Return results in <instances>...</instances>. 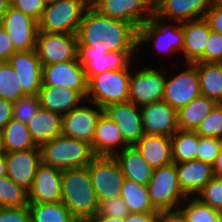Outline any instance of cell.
<instances>
[{
    "label": "cell",
    "instance_id": "obj_1",
    "mask_svg": "<svg viewBox=\"0 0 222 222\" xmlns=\"http://www.w3.org/2000/svg\"><path fill=\"white\" fill-rule=\"evenodd\" d=\"M78 46L99 51H137L138 31L125 21L107 17L91 5L85 11L77 32Z\"/></svg>",
    "mask_w": 222,
    "mask_h": 222
},
{
    "label": "cell",
    "instance_id": "obj_2",
    "mask_svg": "<svg viewBox=\"0 0 222 222\" xmlns=\"http://www.w3.org/2000/svg\"><path fill=\"white\" fill-rule=\"evenodd\" d=\"M61 202L78 222L97 214L99 201L87 166L62 170Z\"/></svg>",
    "mask_w": 222,
    "mask_h": 222
},
{
    "label": "cell",
    "instance_id": "obj_3",
    "mask_svg": "<svg viewBox=\"0 0 222 222\" xmlns=\"http://www.w3.org/2000/svg\"><path fill=\"white\" fill-rule=\"evenodd\" d=\"M39 148L41 162L59 170L85 167L96 157L90 143L64 135Z\"/></svg>",
    "mask_w": 222,
    "mask_h": 222
},
{
    "label": "cell",
    "instance_id": "obj_4",
    "mask_svg": "<svg viewBox=\"0 0 222 222\" xmlns=\"http://www.w3.org/2000/svg\"><path fill=\"white\" fill-rule=\"evenodd\" d=\"M108 70L92 76L88 80L86 101L93 102L102 109L113 103L129 101L130 75L133 69Z\"/></svg>",
    "mask_w": 222,
    "mask_h": 222
},
{
    "label": "cell",
    "instance_id": "obj_5",
    "mask_svg": "<svg viewBox=\"0 0 222 222\" xmlns=\"http://www.w3.org/2000/svg\"><path fill=\"white\" fill-rule=\"evenodd\" d=\"M90 0H58L45 5L38 31L77 34Z\"/></svg>",
    "mask_w": 222,
    "mask_h": 222
},
{
    "label": "cell",
    "instance_id": "obj_6",
    "mask_svg": "<svg viewBox=\"0 0 222 222\" xmlns=\"http://www.w3.org/2000/svg\"><path fill=\"white\" fill-rule=\"evenodd\" d=\"M152 41L155 50L166 56L176 52L182 53L183 22L167 23L153 15L138 29V50H142L143 44Z\"/></svg>",
    "mask_w": 222,
    "mask_h": 222
},
{
    "label": "cell",
    "instance_id": "obj_7",
    "mask_svg": "<svg viewBox=\"0 0 222 222\" xmlns=\"http://www.w3.org/2000/svg\"><path fill=\"white\" fill-rule=\"evenodd\" d=\"M147 188L157 211L179 209L187 197L179 186L175 163L153 169Z\"/></svg>",
    "mask_w": 222,
    "mask_h": 222
},
{
    "label": "cell",
    "instance_id": "obj_8",
    "mask_svg": "<svg viewBox=\"0 0 222 222\" xmlns=\"http://www.w3.org/2000/svg\"><path fill=\"white\" fill-rule=\"evenodd\" d=\"M87 167L99 202L121 196L125 178L114 156H96Z\"/></svg>",
    "mask_w": 222,
    "mask_h": 222
},
{
    "label": "cell",
    "instance_id": "obj_9",
    "mask_svg": "<svg viewBox=\"0 0 222 222\" xmlns=\"http://www.w3.org/2000/svg\"><path fill=\"white\" fill-rule=\"evenodd\" d=\"M134 70L130 75L129 102L141 107L163 100L166 72L150 66Z\"/></svg>",
    "mask_w": 222,
    "mask_h": 222
},
{
    "label": "cell",
    "instance_id": "obj_10",
    "mask_svg": "<svg viewBox=\"0 0 222 222\" xmlns=\"http://www.w3.org/2000/svg\"><path fill=\"white\" fill-rule=\"evenodd\" d=\"M90 5L107 17L130 23L137 31L154 15V0H91Z\"/></svg>",
    "mask_w": 222,
    "mask_h": 222
},
{
    "label": "cell",
    "instance_id": "obj_11",
    "mask_svg": "<svg viewBox=\"0 0 222 222\" xmlns=\"http://www.w3.org/2000/svg\"><path fill=\"white\" fill-rule=\"evenodd\" d=\"M137 51H99L92 50V46H78L77 56L86 73L87 80L96 74L108 70L129 69L138 57ZM137 57V58H136Z\"/></svg>",
    "mask_w": 222,
    "mask_h": 222
},
{
    "label": "cell",
    "instance_id": "obj_12",
    "mask_svg": "<svg viewBox=\"0 0 222 222\" xmlns=\"http://www.w3.org/2000/svg\"><path fill=\"white\" fill-rule=\"evenodd\" d=\"M35 50L42 65L57 64L77 57V34L38 31Z\"/></svg>",
    "mask_w": 222,
    "mask_h": 222
},
{
    "label": "cell",
    "instance_id": "obj_13",
    "mask_svg": "<svg viewBox=\"0 0 222 222\" xmlns=\"http://www.w3.org/2000/svg\"><path fill=\"white\" fill-rule=\"evenodd\" d=\"M185 64L184 71L169 76L165 81L163 100L177 111L201 95L196 62Z\"/></svg>",
    "mask_w": 222,
    "mask_h": 222
},
{
    "label": "cell",
    "instance_id": "obj_14",
    "mask_svg": "<svg viewBox=\"0 0 222 222\" xmlns=\"http://www.w3.org/2000/svg\"><path fill=\"white\" fill-rule=\"evenodd\" d=\"M42 85L68 87L85 99L88 92V80L78 56L66 62L42 65Z\"/></svg>",
    "mask_w": 222,
    "mask_h": 222
},
{
    "label": "cell",
    "instance_id": "obj_15",
    "mask_svg": "<svg viewBox=\"0 0 222 222\" xmlns=\"http://www.w3.org/2000/svg\"><path fill=\"white\" fill-rule=\"evenodd\" d=\"M84 102L90 106H86ZM102 113L103 109L97 104L83 101L78 107L63 115L62 135L91 144L97 120Z\"/></svg>",
    "mask_w": 222,
    "mask_h": 222
},
{
    "label": "cell",
    "instance_id": "obj_16",
    "mask_svg": "<svg viewBox=\"0 0 222 222\" xmlns=\"http://www.w3.org/2000/svg\"><path fill=\"white\" fill-rule=\"evenodd\" d=\"M0 24L8 32L15 51H28L36 47L38 22L21 11L9 7Z\"/></svg>",
    "mask_w": 222,
    "mask_h": 222
},
{
    "label": "cell",
    "instance_id": "obj_17",
    "mask_svg": "<svg viewBox=\"0 0 222 222\" xmlns=\"http://www.w3.org/2000/svg\"><path fill=\"white\" fill-rule=\"evenodd\" d=\"M144 134L171 137L179 130L177 110L164 100L141 106Z\"/></svg>",
    "mask_w": 222,
    "mask_h": 222
},
{
    "label": "cell",
    "instance_id": "obj_18",
    "mask_svg": "<svg viewBox=\"0 0 222 222\" xmlns=\"http://www.w3.org/2000/svg\"><path fill=\"white\" fill-rule=\"evenodd\" d=\"M103 112L118 126L124 141L129 145H135L144 136L140 106L132 102L113 103Z\"/></svg>",
    "mask_w": 222,
    "mask_h": 222
},
{
    "label": "cell",
    "instance_id": "obj_19",
    "mask_svg": "<svg viewBox=\"0 0 222 222\" xmlns=\"http://www.w3.org/2000/svg\"><path fill=\"white\" fill-rule=\"evenodd\" d=\"M214 0H154V15L164 21L184 22L205 18Z\"/></svg>",
    "mask_w": 222,
    "mask_h": 222
},
{
    "label": "cell",
    "instance_id": "obj_20",
    "mask_svg": "<svg viewBox=\"0 0 222 222\" xmlns=\"http://www.w3.org/2000/svg\"><path fill=\"white\" fill-rule=\"evenodd\" d=\"M62 196V170L40 163L31 189L29 204L57 203Z\"/></svg>",
    "mask_w": 222,
    "mask_h": 222
},
{
    "label": "cell",
    "instance_id": "obj_21",
    "mask_svg": "<svg viewBox=\"0 0 222 222\" xmlns=\"http://www.w3.org/2000/svg\"><path fill=\"white\" fill-rule=\"evenodd\" d=\"M7 176L17 185L29 191L41 163V152L37 146L28 150L5 153Z\"/></svg>",
    "mask_w": 222,
    "mask_h": 222
},
{
    "label": "cell",
    "instance_id": "obj_22",
    "mask_svg": "<svg viewBox=\"0 0 222 222\" xmlns=\"http://www.w3.org/2000/svg\"><path fill=\"white\" fill-rule=\"evenodd\" d=\"M8 63L16 72L23 92L26 95H38L42 86V64L36 50L15 51Z\"/></svg>",
    "mask_w": 222,
    "mask_h": 222
},
{
    "label": "cell",
    "instance_id": "obj_23",
    "mask_svg": "<svg viewBox=\"0 0 222 222\" xmlns=\"http://www.w3.org/2000/svg\"><path fill=\"white\" fill-rule=\"evenodd\" d=\"M178 183L187 197H196L214 177L211 164L199 160L175 163Z\"/></svg>",
    "mask_w": 222,
    "mask_h": 222
},
{
    "label": "cell",
    "instance_id": "obj_24",
    "mask_svg": "<svg viewBox=\"0 0 222 222\" xmlns=\"http://www.w3.org/2000/svg\"><path fill=\"white\" fill-rule=\"evenodd\" d=\"M205 18L183 22V59L186 63L204 62L205 46L210 34Z\"/></svg>",
    "mask_w": 222,
    "mask_h": 222
},
{
    "label": "cell",
    "instance_id": "obj_25",
    "mask_svg": "<svg viewBox=\"0 0 222 222\" xmlns=\"http://www.w3.org/2000/svg\"><path fill=\"white\" fill-rule=\"evenodd\" d=\"M127 146L129 145L124 141L118 126L103 112L97 120L91 143L94 154L114 156Z\"/></svg>",
    "mask_w": 222,
    "mask_h": 222
},
{
    "label": "cell",
    "instance_id": "obj_26",
    "mask_svg": "<svg viewBox=\"0 0 222 222\" xmlns=\"http://www.w3.org/2000/svg\"><path fill=\"white\" fill-rule=\"evenodd\" d=\"M37 96L42 109L61 115L67 114L86 100L79 92L71 88H57L49 85H42Z\"/></svg>",
    "mask_w": 222,
    "mask_h": 222
},
{
    "label": "cell",
    "instance_id": "obj_27",
    "mask_svg": "<svg viewBox=\"0 0 222 222\" xmlns=\"http://www.w3.org/2000/svg\"><path fill=\"white\" fill-rule=\"evenodd\" d=\"M62 122L63 115L40 107L26 125L35 145L40 147L51 139L62 135Z\"/></svg>",
    "mask_w": 222,
    "mask_h": 222
},
{
    "label": "cell",
    "instance_id": "obj_28",
    "mask_svg": "<svg viewBox=\"0 0 222 222\" xmlns=\"http://www.w3.org/2000/svg\"><path fill=\"white\" fill-rule=\"evenodd\" d=\"M134 146L152 169L173 163L171 137L144 134Z\"/></svg>",
    "mask_w": 222,
    "mask_h": 222
},
{
    "label": "cell",
    "instance_id": "obj_29",
    "mask_svg": "<svg viewBox=\"0 0 222 222\" xmlns=\"http://www.w3.org/2000/svg\"><path fill=\"white\" fill-rule=\"evenodd\" d=\"M114 158L118 161L125 179L147 186L153 169L134 145L123 148Z\"/></svg>",
    "mask_w": 222,
    "mask_h": 222
},
{
    "label": "cell",
    "instance_id": "obj_30",
    "mask_svg": "<svg viewBox=\"0 0 222 222\" xmlns=\"http://www.w3.org/2000/svg\"><path fill=\"white\" fill-rule=\"evenodd\" d=\"M200 93L222 103V63L196 62Z\"/></svg>",
    "mask_w": 222,
    "mask_h": 222
},
{
    "label": "cell",
    "instance_id": "obj_31",
    "mask_svg": "<svg viewBox=\"0 0 222 222\" xmlns=\"http://www.w3.org/2000/svg\"><path fill=\"white\" fill-rule=\"evenodd\" d=\"M216 104L214 100L203 95L193 99L187 106L177 111L179 129L195 131L199 123L211 112Z\"/></svg>",
    "mask_w": 222,
    "mask_h": 222
},
{
    "label": "cell",
    "instance_id": "obj_32",
    "mask_svg": "<svg viewBox=\"0 0 222 222\" xmlns=\"http://www.w3.org/2000/svg\"><path fill=\"white\" fill-rule=\"evenodd\" d=\"M120 197L130 213H158L151 203L145 185L125 179Z\"/></svg>",
    "mask_w": 222,
    "mask_h": 222
},
{
    "label": "cell",
    "instance_id": "obj_33",
    "mask_svg": "<svg viewBox=\"0 0 222 222\" xmlns=\"http://www.w3.org/2000/svg\"><path fill=\"white\" fill-rule=\"evenodd\" d=\"M199 135L195 131L181 130L171 136L173 163L196 160Z\"/></svg>",
    "mask_w": 222,
    "mask_h": 222
},
{
    "label": "cell",
    "instance_id": "obj_34",
    "mask_svg": "<svg viewBox=\"0 0 222 222\" xmlns=\"http://www.w3.org/2000/svg\"><path fill=\"white\" fill-rule=\"evenodd\" d=\"M3 141L6 153L37 147L31 138L27 125L14 118L3 128Z\"/></svg>",
    "mask_w": 222,
    "mask_h": 222
},
{
    "label": "cell",
    "instance_id": "obj_35",
    "mask_svg": "<svg viewBox=\"0 0 222 222\" xmlns=\"http://www.w3.org/2000/svg\"><path fill=\"white\" fill-rule=\"evenodd\" d=\"M28 208L31 222H78L61 201L29 204Z\"/></svg>",
    "mask_w": 222,
    "mask_h": 222
},
{
    "label": "cell",
    "instance_id": "obj_36",
    "mask_svg": "<svg viewBox=\"0 0 222 222\" xmlns=\"http://www.w3.org/2000/svg\"><path fill=\"white\" fill-rule=\"evenodd\" d=\"M179 209L187 222H222V212L202 203L197 197H186Z\"/></svg>",
    "mask_w": 222,
    "mask_h": 222
},
{
    "label": "cell",
    "instance_id": "obj_37",
    "mask_svg": "<svg viewBox=\"0 0 222 222\" xmlns=\"http://www.w3.org/2000/svg\"><path fill=\"white\" fill-rule=\"evenodd\" d=\"M29 205L28 191L13 182L9 176L0 177V207H23Z\"/></svg>",
    "mask_w": 222,
    "mask_h": 222
},
{
    "label": "cell",
    "instance_id": "obj_38",
    "mask_svg": "<svg viewBox=\"0 0 222 222\" xmlns=\"http://www.w3.org/2000/svg\"><path fill=\"white\" fill-rule=\"evenodd\" d=\"M25 95L13 67L8 62L0 63V98L15 102Z\"/></svg>",
    "mask_w": 222,
    "mask_h": 222
},
{
    "label": "cell",
    "instance_id": "obj_39",
    "mask_svg": "<svg viewBox=\"0 0 222 222\" xmlns=\"http://www.w3.org/2000/svg\"><path fill=\"white\" fill-rule=\"evenodd\" d=\"M195 132L201 137L222 138V103H217L199 123Z\"/></svg>",
    "mask_w": 222,
    "mask_h": 222
},
{
    "label": "cell",
    "instance_id": "obj_40",
    "mask_svg": "<svg viewBox=\"0 0 222 222\" xmlns=\"http://www.w3.org/2000/svg\"><path fill=\"white\" fill-rule=\"evenodd\" d=\"M40 108L37 95H25L13 102L12 118L27 124Z\"/></svg>",
    "mask_w": 222,
    "mask_h": 222
},
{
    "label": "cell",
    "instance_id": "obj_41",
    "mask_svg": "<svg viewBox=\"0 0 222 222\" xmlns=\"http://www.w3.org/2000/svg\"><path fill=\"white\" fill-rule=\"evenodd\" d=\"M196 197L202 203L222 212V178L214 176Z\"/></svg>",
    "mask_w": 222,
    "mask_h": 222
},
{
    "label": "cell",
    "instance_id": "obj_42",
    "mask_svg": "<svg viewBox=\"0 0 222 222\" xmlns=\"http://www.w3.org/2000/svg\"><path fill=\"white\" fill-rule=\"evenodd\" d=\"M198 150L196 160L213 164L220 149V138L201 137L199 135Z\"/></svg>",
    "mask_w": 222,
    "mask_h": 222
},
{
    "label": "cell",
    "instance_id": "obj_43",
    "mask_svg": "<svg viewBox=\"0 0 222 222\" xmlns=\"http://www.w3.org/2000/svg\"><path fill=\"white\" fill-rule=\"evenodd\" d=\"M97 213L102 216L121 219H125L130 214L121 197L100 201Z\"/></svg>",
    "mask_w": 222,
    "mask_h": 222
},
{
    "label": "cell",
    "instance_id": "obj_44",
    "mask_svg": "<svg viewBox=\"0 0 222 222\" xmlns=\"http://www.w3.org/2000/svg\"><path fill=\"white\" fill-rule=\"evenodd\" d=\"M205 63H222V34L210 30L204 51Z\"/></svg>",
    "mask_w": 222,
    "mask_h": 222
},
{
    "label": "cell",
    "instance_id": "obj_45",
    "mask_svg": "<svg viewBox=\"0 0 222 222\" xmlns=\"http://www.w3.org/2000/svg\"><path fill=\"white\" fill-rule=\"evenodd\" d=\"M10 6L27 14L37 22L40 20L45 8L42 0H10Z\"/></svg>",
    "mask_w": 222,
    "mask_h": 222
},
{
    "label": "cell",
    "instance_id": "obj_46",
    "mask_svg": "<svg viewBox=\"0 0 222 222\" xmlns=\"http://www.w3.org/2000/svg\"><path fill=\"white\" fill-rule=\"evenodd\" d=\"M0 222H31L28 205L11 208L0 207Z\"/></svg>",
    "mask_w": 222,
    "mask_h": 222
},
{
    "label": "cell",
    "instance_id": "obj_47",
    "mask_svg": "<svg viewBox=\"0 0 222 222\" xmlns=\"http://www.w3.org/2000/svg\"><path fill=\"white\" fill-rule=\"evenodd\" d=\"M211 30L222 34V0H214L205 15Z\"/></svg>",
    "mask_w": 222,
    "mask_h": 222
},
{
    "label": "cell",
    "instance_id": "obj_48",
    "mask_svg": "<svg viewBox=\"0 0 222 222\" xmlns=\"http://www.w3.org/2000/svg\"><path fill=\"white\" fill-rule=\"evenodd\" d=\"M15 52L12 40L5 28L0 24V63L8 62Z\"/></svg>",
    "mask_w": 222,
    "mask_h": 222
},
{
    "label": "cell",
    "instance_id": "obj_49",
    "mask_svg": "<svg viewBox=\"0 0 222 222\" xmlns=\"http://www.w3.org/2000/svg\"><path fill=\"white\" fill-rule=\"evenodd\" d=\"M156 222H187L180 209L158 211Z\"/></svg>",
    "mask_w": 222,
    "mask_h": 222
},
{
    "label": "cell",
    "instance_id": "obj_50",
    "mask_svg": "<svg viewBox=\"0 0 222 222\" xmlns=\"http://www.w3.org/2000/svg\"><path fill=\"white\" fill-rule=\"evenodd\" d=\"M13 102L0 98V129L12 119Z\"/></svg>",
    "mask_w": 222,
    "mask_h": 222
},
{
    "label": "cell",
    "instance_id": "obj_51",
    "mask_svg": "<svg viewBox=\"0 0 222 222\" xmlns=\"http://www.w3.org/2000/svg\"><path fill=\"white\" fill-rule=\"evenodd\" d=\"M157 213H130L124 222H156Z\"/></svg>",
    "mask_w": 222,
    "mask_h": 222
},
{
    "label": "cell",
    "instance_id": "obj_52",
    "mask_svg": "<svg viewBox=\"0 0 222 222\" xmlns=\"http://www.w3.org/2000/svg\"><path fill=\"white\" fill-rule=\"evenodd\" d=\"M213 174L215 177L222 178V138H220L219 153L212 164Z\"/></svg>",
    "mask_w": 222,
    "mask_h": 222
},
{
    "label": "cell",
    "instance_id": "obj_53",
    "mask_svg": "<svg viewBox=\"0 0 222 222\" xmlns=\"http://www.w3.org/2000/svg\"><path fill=\"white\" fill-rule=\"evenodd\" d=\"M86 222H124V219L102 216L97 213Z\"/></svg>",
    "mask_w": 222,
    "mask_h": 222
},
{
    "label": "cell",
    "instance_id": "obj_54",
    "mask_svg": "<svg viewBox=\"0 0 222 222\" xmlns=\"http://www.w3.org/2000/svg\"><path fill=\"white\" fill-rule=\"evenodd\" d=\"M7 176L5 153H0V177Z\"/></svg>",
    "mask_w": 222,
    "mask_h": 222
},
{
    "label": "cell",
    "instance_id": "obj_55",
    "mask_svg": "<svg viewBox=\"0 0 222 222\" xmlns=\"http://www.w3.org/2000/svg\"><path fill=\"white\" fill-rule=\"evenodd\" d=\"M10 7V0H0V22L3 18V15Z\"/></svg>",
    "mask_w": 222,
    "mask_h": 222
},
{
    "label": "cell",
    "instance_id": "obj_56",
    "mask_svg": "<svg viewBox=\"0 0 222 222\" xmlns=\"http://www.w3.org/2000/svg\"><path fill=\"white\" fill-rule=\"evenodd\" d=\"M0 153H6L3 141V130L0 129Z\"/></svg>",
    "mask_w": 222,
    "mask_h": 222
},
{
    "label": "cell",
    "instance_id": "obj_57",
    "mask_svg": "<svg viewBox=\"0 0 222 222\" xmlns=\"http://www.w3.org/2000/svg\"><path fill=\"white\" fill-rule=\"evenodd\" d=\"M45 5L57 2L58 0H42Z\"/></svg>",
    "mask_w": 222,
    "mask_h": 222
}]
</instances>
